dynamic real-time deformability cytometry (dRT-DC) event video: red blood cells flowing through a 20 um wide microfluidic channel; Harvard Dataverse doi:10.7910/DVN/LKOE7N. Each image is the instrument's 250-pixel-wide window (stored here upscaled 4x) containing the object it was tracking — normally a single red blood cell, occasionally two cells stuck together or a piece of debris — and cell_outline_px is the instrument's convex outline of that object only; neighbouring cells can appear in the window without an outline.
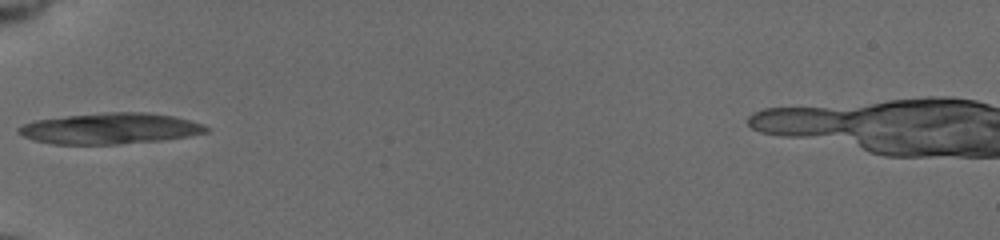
{"species": "common noctule bat (a hibernating species)", "species_latin": "Nyctalus noctula", "temperature_condition": "cold", "stored_images_in_passage": 35, "camera_frame_rate_fps": 3000, "um_per_image_px": 0.085, "animal": {"sex": "female", "body_mass_g": 19.5, "forearm_length_mm": 54.1}, "frame": {"image": 1, "passage_image": 1, "time_ms": 0.0, "image_size_px": [1000, 240], "cell_outline_px": [[208, 132], [188, 136], [160, 140], [120, 144], [52, 144], [32, 140], [16, 132], [16, 128], [24, 124], [36, 120], [64, 116], [104, 112], [148, 112], [172, 116], [204, 124], [208, 128]], "centroid_in_image_um": [9.33, 10.92], "position_along_channel_um": 75.7, "area_um2": 33.87}}
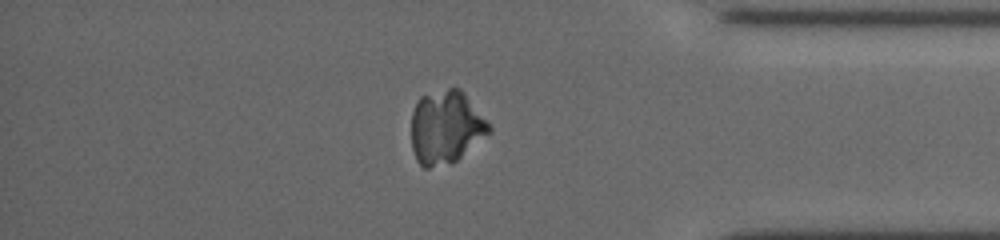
{"frame": {"image": 2, "passage_image": 28, "time_ms": 9.0, "image_size_px": [1000, 240], "cell_outline_px": [[492, 132], [452, 164], [428, 168], [424, 168], [416, 160], [412, 148], [412, 112], [416, 100], [420, 96], [448, 88], [460, 88], [464, 92], [492, 124]], "centroid_in_image_um": [37.93, 10.82], "position_along_channel_um": 397.3, "area_um2": 33.76}}